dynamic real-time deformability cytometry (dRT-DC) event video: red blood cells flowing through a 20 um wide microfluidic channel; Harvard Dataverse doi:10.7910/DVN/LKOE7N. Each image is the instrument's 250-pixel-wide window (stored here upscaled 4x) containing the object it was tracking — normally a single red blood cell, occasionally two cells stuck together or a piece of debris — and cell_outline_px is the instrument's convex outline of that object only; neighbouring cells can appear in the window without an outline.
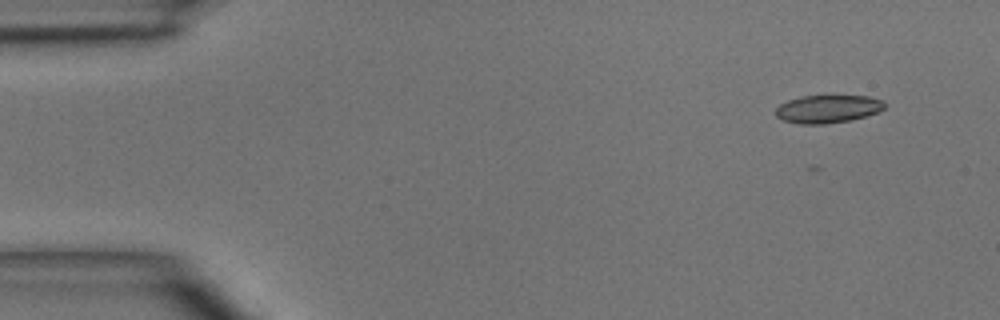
{"species": "common noctule bat (a hibernating species)", "species_latin": "Nyctalus noctula", "temperature_condition": "room temperature", "stored_images_in_passage": 4, "camera_frame_rate_fps": 3000, "um_per_image_px": 0.085, "animal": {"sex": "male", "body_mass_g": 15.6}, "frame": {"image": 1, "passage_image": 1, "time_ms": 0.0, "image_size_px": [1000, 320], "cell_outline_px": [[884, 108], [880, 112], [852, 120], [824, 124], [800, 124], [784, 120], [776, 116], [776, 108], [780, 104], [788, 100], [800, 96], [828, 92], [868, 96], [884, 100]], "centroid_in_image_um": [70.4, 9.2], "position_along_channel_um": 14.6, "area_um2": 18.79}}